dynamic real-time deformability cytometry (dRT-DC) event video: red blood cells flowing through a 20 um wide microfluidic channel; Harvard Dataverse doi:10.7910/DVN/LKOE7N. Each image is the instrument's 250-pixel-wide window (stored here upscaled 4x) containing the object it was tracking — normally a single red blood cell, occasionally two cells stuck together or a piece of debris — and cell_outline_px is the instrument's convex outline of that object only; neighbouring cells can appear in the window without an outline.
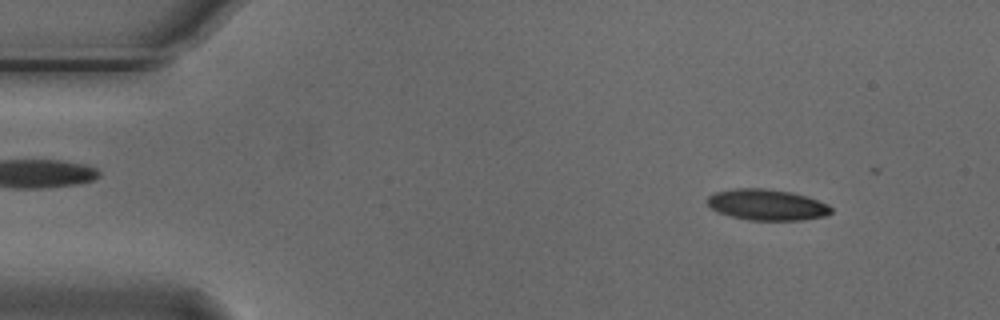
{"species": "Egyptian fruit bat (a non-hibernating species)", "species_latin": "Rousettus aegyptiacus", "temperature_condition": "cold", "stored_images_in_passage": 41, "camera_frame_rate_fps": 3000, "um_per_image_px": 0.085, "animal": {"sex": "male"}, "frame": {"image": 1, "passage_image": 5, "time_ms": 1.333, "image_size_px": [1000, 320], "cell_outline_px": [[832, 212], [824, 216], [804, 220], [748, 220], [716, 212], [708, 204], [708, 196], [716, 192], [736, 188], [764, 188], [792, 192], [828, 204], [832, 208]], "centroid_in_image_um": [65.19, 17.41], "position_along_channel_um": 19.8, "area_um2": 22.25}}
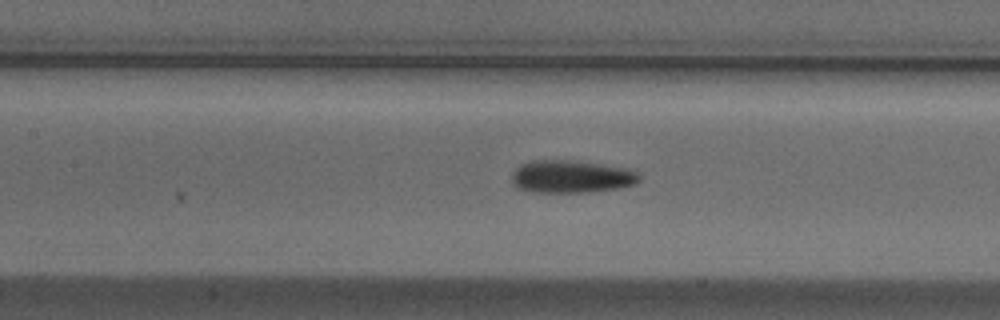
{"frame": {"image": 2, "passage_image": 23, "time_ms": 7.333, "image_size_px": [1000, 320], "cell_outline_px": [[640, 180], [636, 184], [620, 188], [588, 192], [536, 192], [516, 188], [512, 184], [512, 172], [520, 164], [532, 160], [568, 160], [600, 164], [628, 168], [640, 172]], "centroid_in_image_um": [48.57, 15.01], "position_along_channel_um": 158.8, "area_um2": 24.51}}
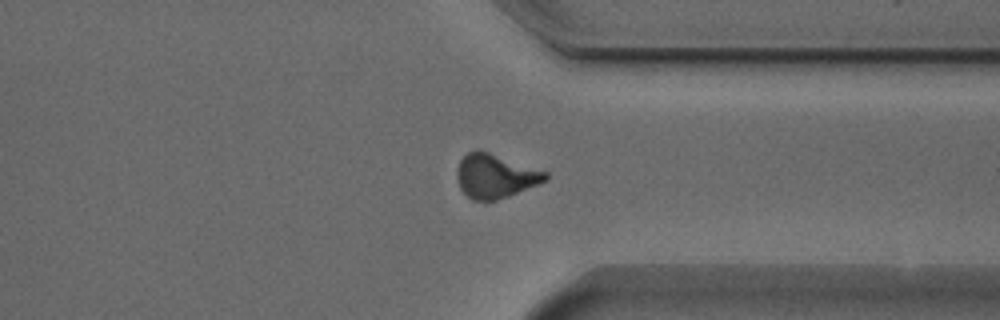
{"frame": {"image": 3, "passage_image": 40, "time_ms": 13.0, "image_size_px": [1000, 320], "cell_outline_px": [[548, 180], [508, 196], [496, 200], [472, 200], [460, 188], [456, 176], [456, 172], [460, 160], [468, 152], [488, 152], [548, 172]], "centroid_in_image_um": [42.1, 14.98], "position_along_channel_um": 369.3, "area_um2": 22.25}}